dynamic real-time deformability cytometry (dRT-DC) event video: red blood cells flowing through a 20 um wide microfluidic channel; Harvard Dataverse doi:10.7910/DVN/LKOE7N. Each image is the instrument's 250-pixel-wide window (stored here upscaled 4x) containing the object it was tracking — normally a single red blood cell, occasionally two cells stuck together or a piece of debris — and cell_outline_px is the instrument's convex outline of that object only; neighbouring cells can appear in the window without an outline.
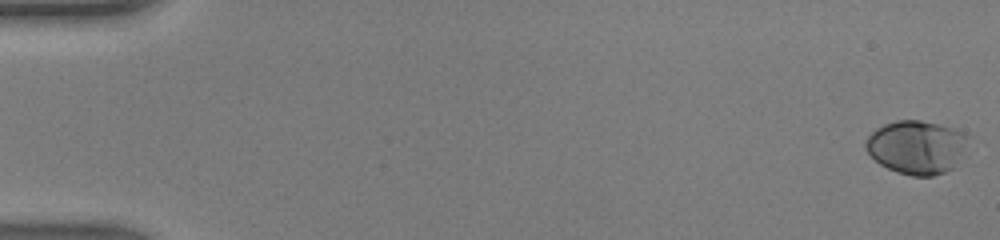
{"species": "human", "species_latin": "Homo sapiens", "temperature_condition": "warm", "stored_images_in_passage": 48, "camera_frame_rate_fps": 3000, "um_per_image_px": 0.085, "donor": {"sex": "male"}, "frame": {"image": 1, "passage_image": 1, "time_ms": 0.0, "image_size_px": [1000, 240], "cell_outline_px": [[968, 136], [960, 156], [952, 168], [944, 172], [932, 176], [912, 176], [896, 172], [880, 164], [864, 148], [864, 144], [868, 136], [876, 128], [884, 124], [896, 120], [920, 120], [956, 128], [964, 132]], "centroid_in_image_um": [77.87, 12.49], "position_along_channel_um": 7.1, "area_um2": 31.73}}
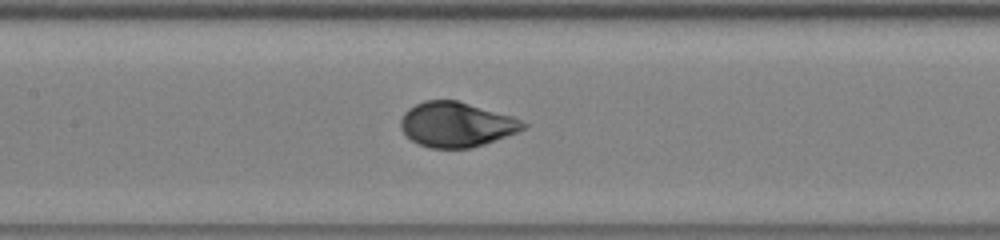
{"frame": {"image": 2, "passage_image": 24, "time_ms": 7.667, "image_size_px": [1000, 240], "cell_outline_px": [[528, 128], [484, 144], [468, 148], [428, 148], [412, 140], [400, 128], [400, 120], [404, 112], [408, 108], [424, 100], [456, 100], [512, 116], [524, 120], [528, 124]], "centroid_in_image_um": [38.8, 10.58], "position_along_channel_um": 168.6, "area_um2": 32.02}}
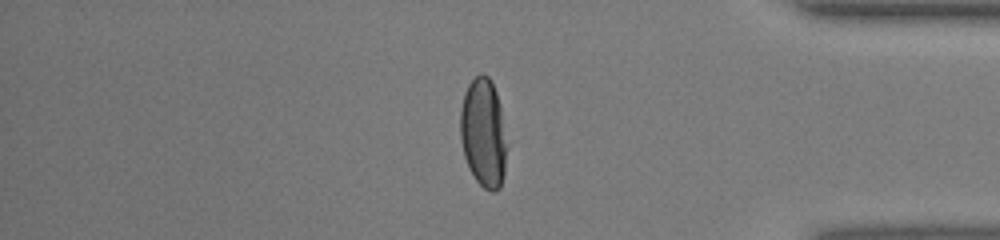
{"frame": {"image": 3, "passage_image": 41, "time_ms": 13.333, "image_size_px": [1000, 240], "cell_outline_px": [[508, 144], [504, 176], [500, 188], [496, 192], [492, 192], [484, 188], [476, 180], [468, 168], [464, 156], [460, 140], [460, 108], [464, 92], [468, 84], [480, 72], [488, 76], [496, 92], [500, 108]], "centroid_in_image_um": [41.09, 11.33], "position_along_channel_um": 394.1, "area_um2": 30.06}}